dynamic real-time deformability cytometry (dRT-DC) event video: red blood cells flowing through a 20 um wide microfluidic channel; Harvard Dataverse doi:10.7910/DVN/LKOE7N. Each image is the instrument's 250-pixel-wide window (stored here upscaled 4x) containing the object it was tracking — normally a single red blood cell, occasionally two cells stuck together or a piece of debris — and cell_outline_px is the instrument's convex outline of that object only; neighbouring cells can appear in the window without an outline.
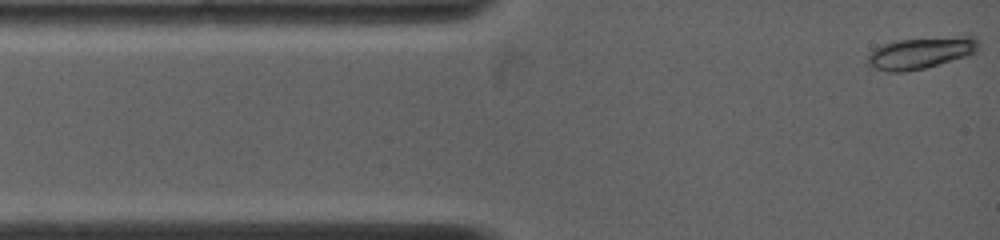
{"species": "common noctule bat (a hibernating species)", "species_latin": "Nyctalus noctula", "temperature_condition": "warm", "stored_images_in_passage": 2, "camera_frame_rate_fps": 5000, "um_per_image_px": 0.085, "animal": {"sex": "female", "body_mass_g": 19.0, "forearm_length_mm": 53.3}, "frame": {"image": 1, "passage_image": 2, "time_ms": 0.2, "image_size_px": [1000, 240], "cell_outline_px": [[976, 52], [952, 60], [924, 68], [904, 72], [888, 72], [868, 68], [868, 56], [876, 48], [884, 44], [900, 40], [964, 36], [976, 36]], "centroid_in_image_um": [78.2, 4.52], "position_along_channel_um": 6.8, "area_um2": 20.0}}